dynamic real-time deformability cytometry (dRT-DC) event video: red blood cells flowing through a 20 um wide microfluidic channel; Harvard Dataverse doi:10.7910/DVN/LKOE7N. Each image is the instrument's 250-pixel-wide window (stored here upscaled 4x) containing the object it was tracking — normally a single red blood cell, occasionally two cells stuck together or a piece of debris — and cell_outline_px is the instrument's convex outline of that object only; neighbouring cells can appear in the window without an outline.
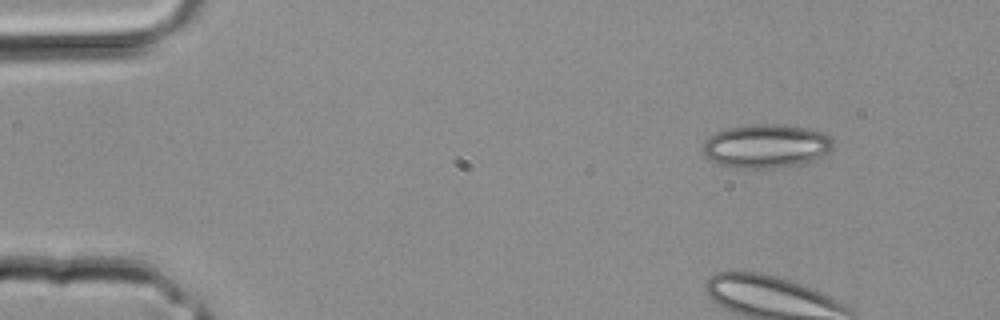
{"species": "common noctule bat (a hibernating species)", "species_latin": "Nyctalus noctula", "temperature_condition": "room temperature", "stored_images_in_passage": 3, "camera_frame_rate_fps": 3000, "um_per_image_px": 0.085, "animal": {"sex": "male", "body_mass_g": 20.4}, "frame": {"image": 1, "passage_image": 1, "time_ms": 0.0, "image_size_px": [1000, 320], "cell_outline_px": [[832, 148], [828, 152], [812, 160], [796, 164], [772, 168], [732, 168], [716, 164], [708, 160], [704, 152], [704, 140], [708, 136], [724, 128], [752, 124], [776, 124], [804, 128], [824, 132], [832, 140]], "centroid_in_image_um": [65.05, 12.41], "position_along_channel_um": 20.0, "area_um2": 33.12}}